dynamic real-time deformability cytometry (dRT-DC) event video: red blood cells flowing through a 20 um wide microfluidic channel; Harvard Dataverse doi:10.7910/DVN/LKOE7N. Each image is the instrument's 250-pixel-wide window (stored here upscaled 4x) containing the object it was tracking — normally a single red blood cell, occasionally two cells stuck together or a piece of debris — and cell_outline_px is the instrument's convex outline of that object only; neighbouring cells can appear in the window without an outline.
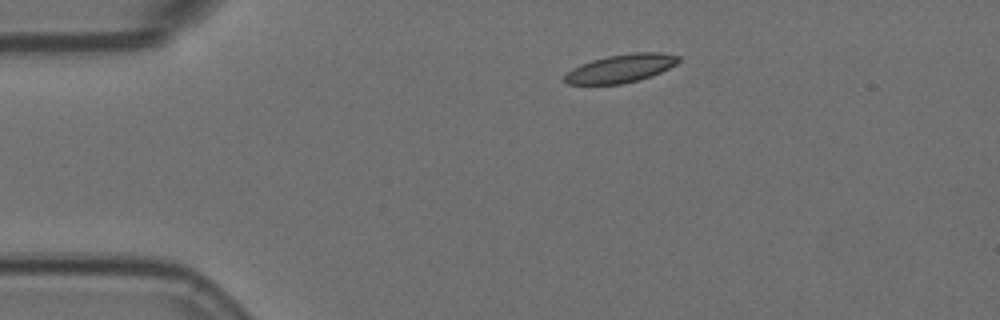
{"species": "Egyptian fruit bat (a non-hibernating species)", "species_latin": "Rousettus aegyptiacus", "temperature_condition": "room temperature", "stored_images_in_passage": 3, "camera_frame_rate_fps": 3000, "um_per_image_px": 0.085, "animal": {"sex": "female"}, "frame": {"image": 1, "passage_image": 1, "time_ms": 0.0, "image_size_px": [1000, 320], "cell_outline_px": [[680, 60], [676, 64], [660, 72], [636, 80], [620, 84], [568, 84], [564, 80], [564, 76], [572, 68], [580, 64], [592, 60], [608, 56], [632, 52], [664, 52], [680, 56]], "centroid_in_image_um": [52.77, 5.79], "position_along_channel_um": 32.2, "area_um2": 18.55}}
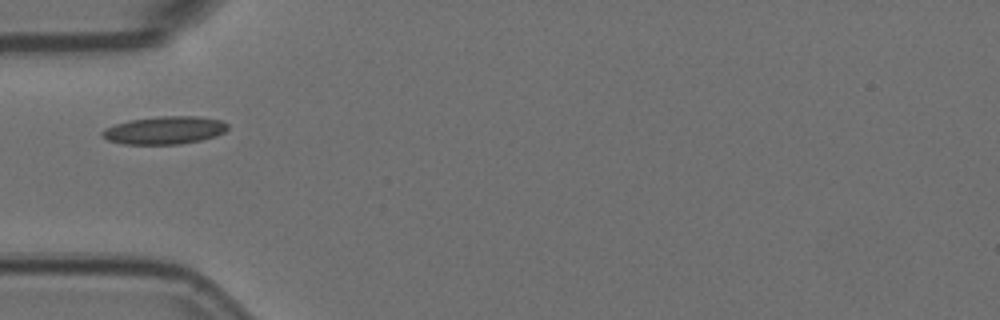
{"frame": {"image": 2, "passage_image": 3, "time_ms": 0.667, "image_size_px": [1000, 320], "cell_outline_px": [[228, 128], [224, 132], [216, 136], [200, 140], [180, 144], [124, 144], [108, 140], [100, 136], [100, 132], [104, 128], [128, 120], [160, 116], [196, 116], [220, 120], [228, 124]], "centroid_in_image_um": [13.96, 11.07], "position_along_channel_um": 71.0, "area_um2": 20.4}}